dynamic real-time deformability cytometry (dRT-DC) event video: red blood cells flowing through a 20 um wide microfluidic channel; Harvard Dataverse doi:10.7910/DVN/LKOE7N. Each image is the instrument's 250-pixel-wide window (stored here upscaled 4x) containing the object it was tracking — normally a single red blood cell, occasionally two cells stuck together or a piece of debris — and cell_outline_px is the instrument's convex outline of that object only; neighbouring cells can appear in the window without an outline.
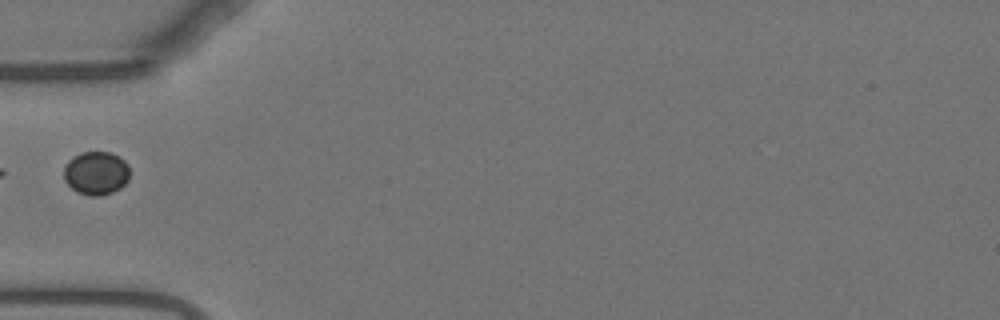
{"species": "Egyptian fruit bat (a non-hibernating species)", "species_latin": "Rousettus aegyptiacus", "temperature_condition": "warm", "stored_images_in_passage": 23, "camera_frame_rate_fps": 3000, "um_per_image_px": 0.085, "animal": {"sex": "female"}, "frame": {"image": 1, "passage_image": 1, "time_ms": 0.0, "image_size_px": [1000, 320], "cell_outline_px": [[128, 180], [120, 188], [112, 192], [100, 196], [88, 196], [76, 192], [64, 180], [64, 168], [68, 160], [80, 152], [112, 152], [120, 156], [128, 164]], "centroid_in_image_um": [8.16, 14.71], "position_along_channel_um": 76.8, "area_um2": 16.82}}